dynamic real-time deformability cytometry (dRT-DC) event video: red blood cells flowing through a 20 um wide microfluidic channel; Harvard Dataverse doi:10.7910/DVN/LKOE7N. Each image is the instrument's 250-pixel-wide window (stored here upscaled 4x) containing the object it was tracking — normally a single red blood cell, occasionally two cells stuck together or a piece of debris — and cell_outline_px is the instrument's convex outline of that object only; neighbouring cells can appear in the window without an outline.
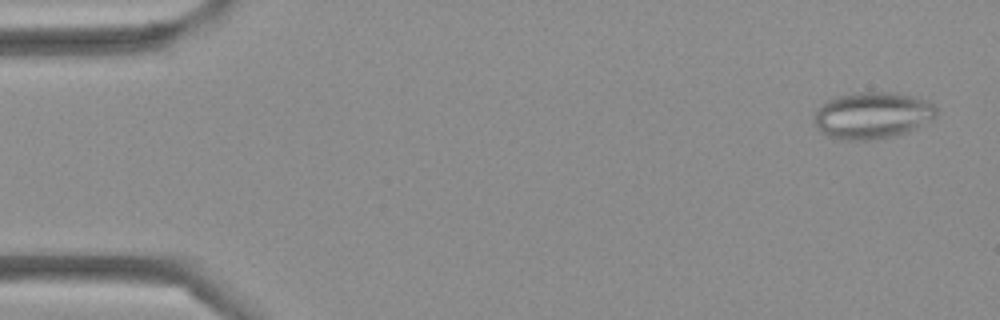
{"species": "Egyptian fruit bat (a non-hibernating species)", "species_latin": "Rousettus aegyptiacus", "temperature_condition": "cold", "stored_images_in_passage": 44, "camera_frame_rate_fps": 3000, "um_per_image_px": 0.085, "frame": {"image": 1, "passage_image": 2, "time_ms": 0.333, "image_size_px": [1000, 320], "cell_outline_px": [[936, 116], [932, 120], [908, 132], [892, 136], [868, 140], [840, 140], [828, 136], [816, 124], [816, 108], [820, 104], [836, 96], [860, 92], [896, 92], [928, 100], [936, 108]], "centroid_in_image_um": [74.18, 9.79], "position_along_channel_um": 10.8, "area_um2": 33.18}}
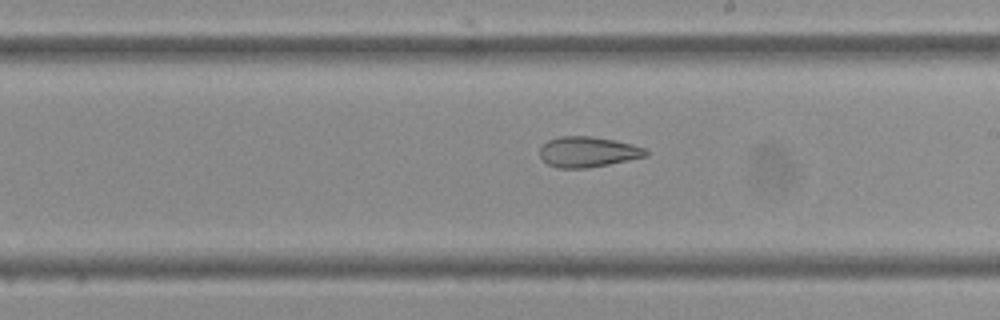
{"frame": {"image": 2, "passage_image": 25, "time_ms": 8.0, "image_size_px": [1000, 320], "cell_outline_px": [[648, 156], [588, 168], [560, 168], [548, 164], [540, 156], [540, 148], [548, 140], [560, 136], [592, 136], [616, 140], [648, 148]], "centroid_in_image_um": [50.01, 12.9], "position_along_channel_um": 239.0, "area_um2": 18.9}}
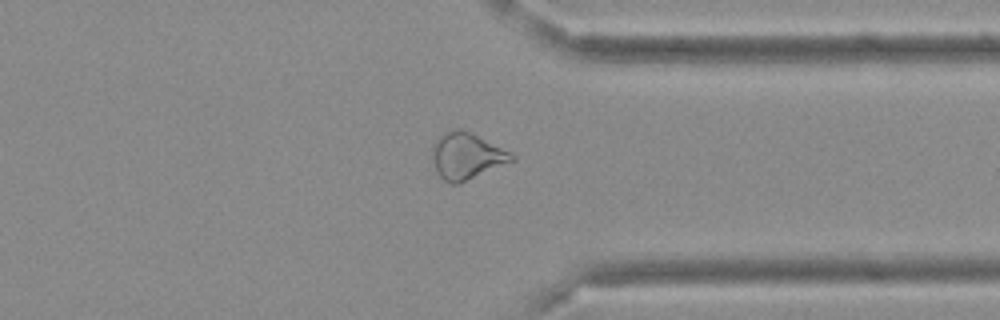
{"frame": {"image": 3, "passage_image": 34, "time_ms": 11.0, "image_size_px": [1000, 320], "cell_outline_px": [[516, 160], [460, 184], [452, 184], [444, 180], [440, 176], [432, 160], [432, 144], [444, 132], [456, 128], [460, 128], [512, 152], [516, 156]], "centroid_in_image_um": [39.68, 13.27], "position_along_channel_um": 371.7, "area_um2": 21.62}}